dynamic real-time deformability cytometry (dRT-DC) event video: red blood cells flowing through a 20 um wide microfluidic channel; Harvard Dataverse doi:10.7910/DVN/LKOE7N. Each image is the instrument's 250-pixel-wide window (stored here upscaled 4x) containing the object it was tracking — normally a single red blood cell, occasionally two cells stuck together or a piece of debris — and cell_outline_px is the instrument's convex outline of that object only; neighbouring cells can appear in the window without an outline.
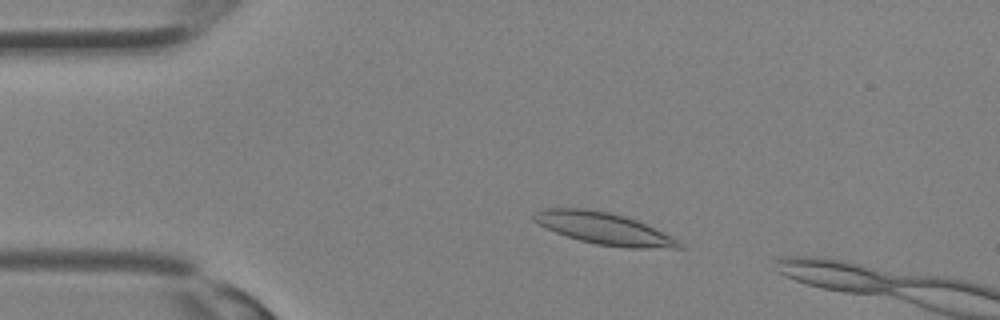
{"species": "Egyptian fruit bat (a non-hibernating species)", "species_latin": "Rousettus aegyptiacus", "temperature_condition": "room temperature", "stored_images_in_passage": 9, "camera_frame_rate_fps": 3000, "um_per_image_px": 0.085, "animal": {"sex": "female"}, "frame": {"image": 1, "passage_image": 6, "time_ms": 1.667, "image_size_px": [1000, 320], "cell_outline_px": [[684, 248], [628, 248], [596, 244], [580, 240], [556, 232], [532, 220], [532, 216], [536, 212], [544, 208], [584, 208], [608, 212], [624, 216], [636, 220], [680, 240], [684, 244]], "centroid_in_image_um": [51.37, 19.43], "position_along_channel_um": 33.6, "area_um2": 26.7}}